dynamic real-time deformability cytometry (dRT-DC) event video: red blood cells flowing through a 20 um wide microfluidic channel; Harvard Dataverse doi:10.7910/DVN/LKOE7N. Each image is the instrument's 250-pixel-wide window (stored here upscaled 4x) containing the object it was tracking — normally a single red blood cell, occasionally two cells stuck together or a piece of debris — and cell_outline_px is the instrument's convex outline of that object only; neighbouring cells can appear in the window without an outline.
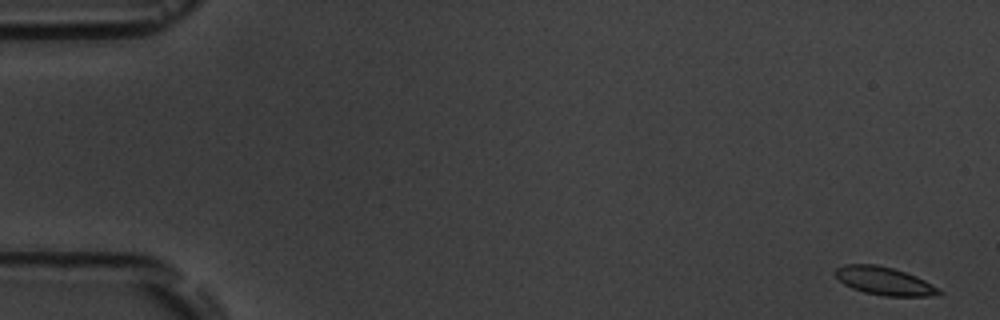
{"species": "common noctule bat (a hibernating species)", "species_latin": "Nyctalus noctula", "temperature_condition": "room temperature", "stored_images_in_passage": 9, "camera_frame_rate_fps": 3000, "um_per_image_px": 0.085, "animal": {"sex": "male", "body_mass_g": 19.5, "forearm_length_mm": 54.6}, "frame": {"image": 1, "passage_image": 1, "time_ms": 0.0, "image_size_px": [1000, 320], "cell_outline_px": [[944, 292], [932, 296], [884, 296], [864, 292], [852, 288], [844, 284], [836, 276], [836, 268], [844, 264], [876, 264], [892, 268], [916, 276], [924, 280]], "centroid_in_image_um": [75.15, 23.88], "position_along_channel_um": 9.8, "area_um2": 16.76}}
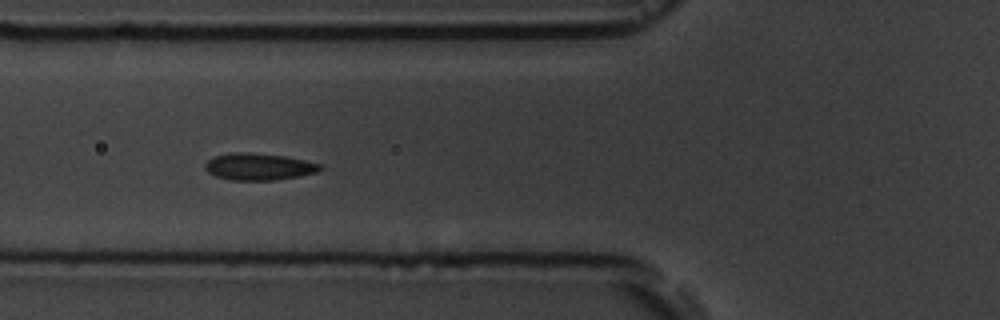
{"frame": {"image": 2, "passage_image": 6, "time_ms": 6.667, "image_size_px": [1000, 320], "cell_outline_px": [[324, 168], [316, 172], [300, 176], [276, 180], [232, 180], [216, 176], [208, 172], [204, 168], [204, 164], [212, 156], [232, 152], [248, 152], [284, 156], [304, 160], [320, 164]], "centroid_in_image_um": [21.97, 14.16], "position_along_channel_um": 103.8, "area_um2": 18.09}}
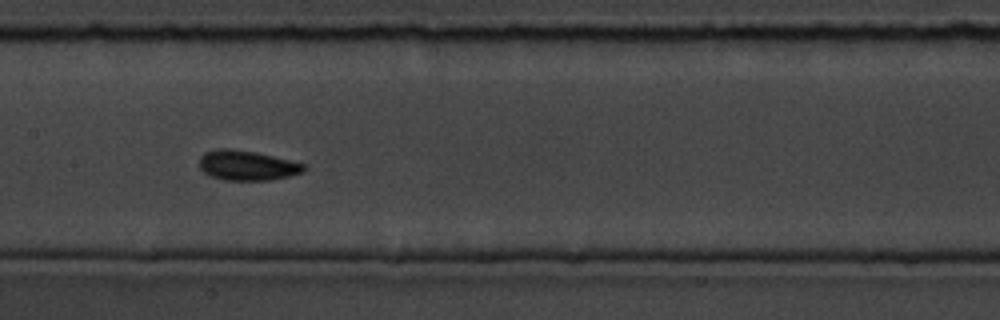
{"frame": {"image": 3, "passage_image": 8, "time_ms": 9.0, "image_size_px": [1000, 320], "cell_outline_px": [[308, 168], [304, 172], [272, 180], [224, 180], [208, 176], [200, 168], [200, 156], [204, 152], [220, 148], [228, 148], [256, 152], [304, 164]], "centroid_in_image_um": [20.98, 14.07], "position_along_channel_um": 186.4, "area_um2": 18.26}}